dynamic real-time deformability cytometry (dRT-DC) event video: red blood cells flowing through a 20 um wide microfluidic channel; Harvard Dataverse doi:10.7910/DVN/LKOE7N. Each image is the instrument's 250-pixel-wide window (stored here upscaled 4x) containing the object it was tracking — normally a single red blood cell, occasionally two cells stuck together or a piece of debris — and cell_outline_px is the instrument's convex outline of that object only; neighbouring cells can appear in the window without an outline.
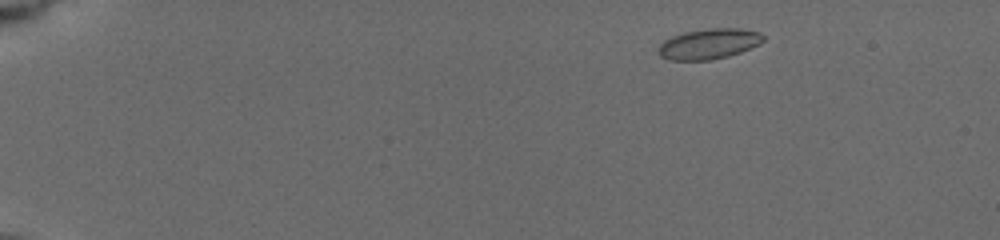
{"species": "common noctule bat (a hibernating species)", "species_latin": "Nyctalus noctula", "temperature_condition": "cold", "stored_images_in_passage": 37, "camera_frame_rate_fps": 3000, "um_per_image_px": 0.085, "animal": {"sex": "female", "body_mass_g": 19.5, "forearm_length_mm": 54.1}, "frame": {"image": 1, "passage_image": 6, "time_ms": 1.0, "image_size_px": [1000, 240], "cell_outline_px": [[764, 40], [760, 44], [740, 52], [728, 56], [712, 60], [668, 60], [660, 56], [656, 52], [656, 48], [664, 40], [672, 36], [684, 32], [712, 28], [740, 28], [760, 32], [764, 36]], "centroid_in_image_um": [60.23, 3.73], "position_along_channel_um": 24.8, "area_um2": 18.79}}
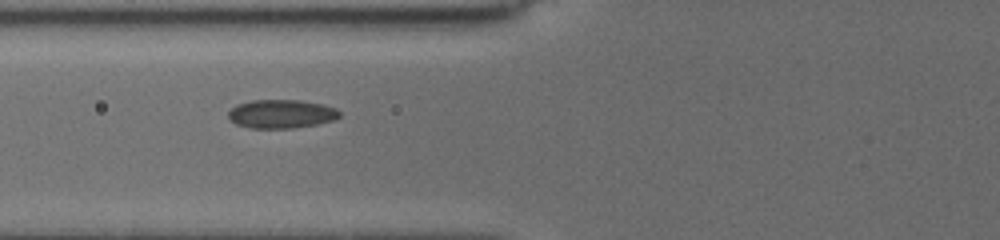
{"frame": {"image": 2, "passage_image": 26, "time_ms": 6.0, "image_size_px": [1000, 240], "cell_outline_px": [[340, 116], [336, 120], [316, 124], [292, 128], [252, 128], [236, 124], [228, 116], [228, 112], [236, 104], [252, 100], [300, 100], [324, 104], [336, 108], [340, 112]], "centroid_in_image_um": [23.94, 9.67], "position_along_channel_um": 101.9, "area_um2": 18.61}}
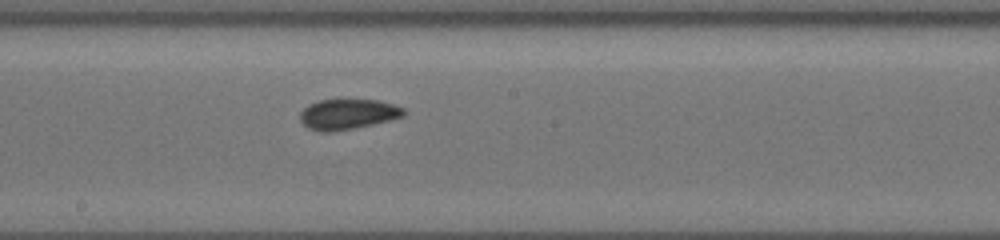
{"frame": {"image": 3, "passage_image": 36, "time_ms": 9.0, "image_size_px": [1000, 240], "cell_outline_px": [[404, 116], [392, 120], [332, 132], [320, 132], [308, 128], [300, 120], [300, 112], [308, 104], [320, 100], [376, 100], [392, 104], [404, 108]], "centroid_in_image_um": [29.54, 9.71], "position_along_channel_um": 218.7, "area_um2": 18.21}}